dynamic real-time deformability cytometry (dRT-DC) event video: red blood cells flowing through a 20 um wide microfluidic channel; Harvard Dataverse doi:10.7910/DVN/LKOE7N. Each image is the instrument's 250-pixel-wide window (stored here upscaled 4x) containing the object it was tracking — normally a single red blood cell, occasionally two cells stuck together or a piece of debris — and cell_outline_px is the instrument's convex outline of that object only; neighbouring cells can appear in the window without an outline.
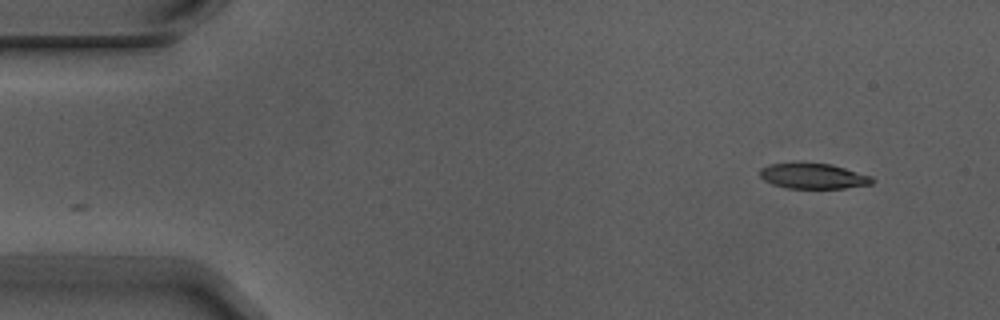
{"species": "Egyptian fruit bat (a non-hibernating species)", "species_latin": "Rousettus aegyptiacus", "temperature_condition": "warm", "stored_images_in_passage": 2, "camera_frame_rate_fps": 3000, "um_per_image_px": 0.085, "animal": {"sex": "male"}, "frame": {"image": 1, "passage_image": 2, "time_ms": 0.333, "image_size_px": [1000, 320], "cell_outline_px": [[876, 180], [872, 184], [844, 188], [788, 188], [772, 184], [764, 180], [760, 176], [760, 168], [768, 164], [796, 160], [832, 164], [872, 176]], "centroid_in_image_um": [69.09, 14.92], "position_along_channel_um": 15.9, "area_um2": 17.34}}